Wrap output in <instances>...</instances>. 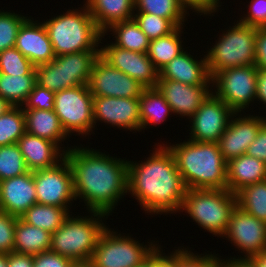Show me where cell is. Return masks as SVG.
Wrapping results in <instances>:
<instances>
[{
  "mask_svg": "<svg viewBox=\"0 0 266 267\" xmlns=\"http://www.w3.org/2000/svg\"><path fill=\"white\" fill-rule=\"evenodd\" d=\"M88 144L77 142L65 153L73 175L75 199L84 203L85 211L110 217L128 193V159Z\"/></svg>",
  "mask_w": 266,
  "mask_h": 267,
  "instance_id": "cell-1",
  "label": "cell"
},
{
  "mask_svg": "<svg viewBox=\"0 0 266 267\" xmlns=\"http://www.w3.org/2000/svg\"><path fill=\"white\" fill-rule=\"evenodd\" d=\"M149 150L152 152L148 151L143 161L128 159L127 195L138 202L145 215H178L187 191L182 175L163 143L154 142Z\"/></svg>",
  "mask_w": 266,
  "mask_h": 267,
  "instance_id": "cell-2",
  "label": "cell"
},
{
  "mask_svg": "<svg viewBox=\"0 0 266 267\" xmlns=\"http://www.w3.org/2000/svg\"><path fill=\"white\" fill-rule=\"evenodd\" d=\"M185 139L163 143L172 153L187 189H227V161L219 144ZM169 143V144H168Z\"/></svg>",
  "mask_w": 266,
  "mask_h": 267,
  "instance_id": "cell-3",
  "label": "cell"
},
{
  "mask_svg": "<svg viewBox=\"0 0 266 267\" xmlns=\"http://www.w3.org/2000/svg\"><path fill=\"white\" fill-rule=\"evenodd\" d=\"M68 8L59 14L51 13L42 19L56 56L83 51H100L103 32L92 18L87 5ZM44 20V21H43Z\"/></svg>",
  "mask_w": 266,
  "mask_h": 267,
  "instance_id": "cell-4",
  "label": "cell"
},
{
  "mask_svg": "<svg viewBox=\"0 0 266 267\" xmlns=\"http://www.w3.org/2000/svg\"><path fill=\"white\" fill-rule=\"evenodd\" d=\"M85 214L88 215L70 213L51 234V251L73 262L90 261L98 239L109 225L106 221L109 216L90 211Z\"/></svg>",
  "mask_w": 266,
  "mask_h": 267,
  "instance_id": "cell-5",
  "label": "cell"
},
{
  "mask_svg": "<svg viewBox=\"0 0 266 267\" xmlns=\"http://www.w3.org/2000/svg\"><path fill=\"white\" fill-rule=\"evenodd\" d=\"M236 207V194L228 189H187L178 214L187 215L190 222L219 239L225 234Z\"/></svg>",
  "mask_w": 266,
  "mask_h": 267,
  "instance_id": "cell-6",
  "label": "cell"
},
{
  "mask_svg": "<svg viewBox=\"0 0 266 267\" xmlns=\"http://www.w3.org/2000/svg\"><path fill=\"white\" fill-rule=\"evenodd\" d=\"M223 26L205 51L210 77L224 69L255 65L256 27L236 19L228 27Z\"/></svg>",
  "mask_w": 266,
  "mask_h": 267,
  "instance_id": "cell-7",
  "label": "cell"
},
{
  "mask_svg": "<svg viewBox=\"0 0 266 267\" xmlns=\"http://www.w3.org/2000/svg\"><path fill=\"white\" fill-rule=\"evenodd\" d=\"M119 231L110 225L103 231L90 259L93 267H141L162 244L157 238L144 243Z\"/></svg>",
  "mask_w": 266,
  "mask_h": 267,
  "instance_id": "cell-8",
  "label": "cell"
},
{
  "mask_svg": "<svg viewBox=\"0 0 266 267\" xmlns=\"http://www.w3.org/2000/svg\"><path fill=\"white\" fill-rule=\"evenodd\" d=\"M99 55L100 51H83L56 56L51 62L35 67L36 82L53 92L87 85Z\"/></svg>",
  "mask_w": 266,
  "mask_h": 267,
  "instance_id": "cell-9",
  "label": "cell"
},
{
  "mask_svg": "<svg viewBox=\"0 0 266 267\" xmlns=\"http://www.w3.org/2000/svg\"><path fill=\"white\" fill-rule=\"evenodd\" d=\"M93 97L87 85L55 92L53 110L70 138L73 135L90 141L95 135Z\"/></svg>",
  "mask_w": 266,
  "mask_h": 267,
  "instance_id": "cell-10",
  "label": "cell"
},
{
  "mask_svg": "<svg viewBox=\"0 0 266 267\" xmlns=\"http://www.w3.org/2000/svg\"><path fill=\"white\" fill-rule=\"evenodd\" d=\"M257 70L258 68L253 65L228 68L215 73L211 77L212 93L235 113H249L250 110L252 113L258 107Z\"/></svg>",
  "mask_w": 266,
  "mask_h": 267,
  "instance_id": "cell-11",
  "label": "cell"
},
{
  "mask_svg": "<svg viewBox=\"0 0 266 267\" xmlns=\"http://www.w3.org/2000/svg\"><path fill=\"white\" fill-rule=\"evenodd\" d=\"M222 239L228 240L226 242H229L239 255L224 257L221 254V261L250 260L266 250V223L237 206Z\"/></svg>",
  "mask_w": 266,
  "mask_h": 267,
  "instance_id": "cell-12",
  "label": "cell"
},
{
  "mask_svg": "<svg viewBox=\"0 0 266 267\" xmlns=\"http://www.w3.org/2000/svg\"><path fill=\"white\" fill-rule=\"evenodd\" d=\"M37 203L63 208L76 206L73 175L66 158L57 165L33 171ZM74 205V206H73Z\"/></svg>",
  "mask_w": 266,
  "mask_h": 267,
  "instance_id": "cell-13",
  "label": "cell"
},
{
  "mask_svg": "<svg viewBox=\"0 0 266 267\" xmlns=\"http://www.w3.org/2000/svg\"><path fill=\"white\" fill-rule=\"evenodd\" d=\"M235 112L211 93L188 120V140L218 143ZM190 129V130H189Z\"/></svg>",
  "mask_w": 266,
  "mask_h": 267,
  "instance_id": "cell-14",
  "label": "cell"
},
{
  "mask_svg": "<svg viewBox=\"0 0 266 267\" xmlns=\"http://www.w3.org/2000/svg\"><path fill=\"white\" fill-rule=\"evenodd\" d=\"M93 114L96 130L97 126L105 123L107 128H117L135 135L141 132L139 98L94 96Z\"/></svg>",
  "mask_w": 266,
  "mask_h": 267,
  "instance_id": "cell-15",
  "label": "cell"
},
{
  "mask_svg": "<svg viewBox=\"0 0 266 267\" xmlns=\"http://www.w3.org/2000/svg\"><path fill=\"white\" fill-rule=\"evenodd\" d=\"M107 40V37L105 39L104 35H102L100 56L106 62L124 74L129 75L145 88L157 87L159 71L155 68L147 53L126 50L114 46L111 42L108 43L109 41Z\"/></svg>",
  "mask_w": 266,
  "mask_h": 267,
  "instance_id": "cell-16",
  "label": "cell"
},
{
  "mask_svg": "<svg viewBox=\"0 0 266 267\" xmlns=\"http://www.w3.org/2000/svg\"><path fill=\"white\" fill-rule=\"evenodd\" d=\"M93 96L139 98L145 87L127 74L112 67L100 55L95 60L88 81Z\"/></svg>",
  "mask_w": 266,
  "mask_h": 267,
  "instance_id": "cell-17",
  "label": "cell"
},
{
  "mask_svg": "<svg viewBox=\"0 0 266 267\" xmlns=\"http://www.w3.org/2000/svg\"><path fill=\"white\" fill-rule=\"evenodd\" d=\"M265 122L266 116L261 114L235 113L218 142L224 159L228 161L246 154Z\"/></svg>",
  "mask_w": 266,
  "mask_h": 267,
  "instance_id": "cell-18",
  "label": "cell"
},
{
  "mask_svg": "<svg viewBox=\"0 0 266 267\" xmlns=\"http://www.w3.org/2000/svg\"><path fill=\"white\" fill-rule=\"evenodd\" d=\"M157 88L170 105L174 116L185 121L194 115L212 93V85H187L167 79H158Z\"/></svg>",
  "mask_w": 266,
  "mask_h": 267,
  "instance_id": "cell-19",
  "label": "cell"
},
{
  "mask_svg": "<svg viewBox=\"0 0 266 267\" xmlns=\"http://www.w3.org/2000/svg\"><path fill=\"white\" fill-rule=\"evenodd\" d=\"M15 48L35 67L49 63L56 57L45 25L32 15L20 26Z\"/></svg>",
  "mask_w": 266,
  "mask_h": 267,
  "instance_id": "cell-20",
  "label": "cell"
},
{
  "mask_svg": "<svg viewBox=\"0 0 266 267\" xmlns=\"http://www.w3.org/2000/svg\"><path fill=\"white\" fill-rule=\"evenodd\" d=\"M188 50L192 49L186 48L165 65L159 71V79L173 80L187 85H212L204 50L200 51L202 53L200 56Z\"/></svg>",
  "mask_w": 266,
  "mask_h": 267,
  "instance_id": "cell-21",
  "label": "cell"
},
{
  "mask_svg": "<svg viewBox=\"0 0 266 267\" xmlns=\"http://www.w3.org/2000/svg\"><path fill=\"white\" fill-rule=\"evenodd\" d=\"M36 203L32 171L0 181V211L20 217Z\"/></svg>",
  "mask_w": 266,
  "mask_h": 267,
  "instance_id": "cell-22",
  "label": "cell"
},
{
  "mask_svg": "<svg viewBox=\"0 0 266 267\" xmlns=\"http://www.w3.org/2000/svg\"><path fill=\"white\" fill-rule=\"evenodd\" d=\"M17 144L32 172L53 167L65 158V152L56 143L29 133H25Z\"/></svg>",
  "mask_w": 266,
  "mask_h": 267,
  "instance_id": "cell-23",
  "label": "cell"
},
{
  "mask_svg": "<svg viewBox=\"0 0 266 267\" xmlns=\"http://www.w3.org/2000/svg\"><path fill=\"white\" fill-rule=\"evenodd\" d=\"M23 112L26 133L56 143L65 153L73 147L68 144L71 141L70 136L63 129L54 110L23 109Z\"/></svg>",
  "mask_w": 266,
  "mask_h": 267,
  "instance_id": "cell-24",
  "label": "cell"
},
{
  "mask_svg": "<svg viewBox=\"0 0 266 267\" xmlns=\"http://www.w3.org/2000/svg\"><path fill=\"white\" fill-rule=\"evenodd\" d=\"M227 189L236 194L242 188L266 180V163L243 154L227 161Z\"/></svg>",
  "mask_w": 266,
  "mask_h": 267,
  "instance_id": "cell-25",
  "label": "cell"
},
{
  "mask_svg": "<svg viewBox=\"0 0 266 267\" xmlns=\"http://www.w3.org/2000/svg\"><path fill=\"white\" fill-rule=\"evenodd\" d=\"M83 1L102 32L114 23L130 20L134 17V0Z\"/></svg>",
  "mask_w": 266,
  "mask_h": 267,
  "instance_id": "cell-26",
  "label": "cell"
},
{
  "mask_svg": "<svg viewBox=\"0 0 266 267\" xmlns=\"http://www.w3.org/2000/svg\"><path fill=\"white\" fill-rule=\"evenodd\" d=\"M139 111L141 133L145 129H150L152 126H160L163 122H168V118L174 117L170 105L157 87L144 89L139 97Z\"/></svg>",
  "mask_w": 266,
  "mask_h": 267,
  "instance_id": "cell-27",
  "label": "cell"
},
{
  "mask_svg": "<svg viewBox=\"0 0 266 267\" xmlns=\"http://www.w3.org/2000/svg\"><path fill=\"white\" fill-rule=\"evenodd\" d=\"M103 35L105 37L108 35L107 38L112 35L109 42L111 41L114 46L139 53L148 52L150 40L134 18L112 24L103 32Z\"/></svg>",
  "mask_w": 266,
  "mask_h": 267,
  "instance_id": "cell-28",
  "label": "cell"
},
{
  "mask_svg": "<svg viewBox=\"0 0 266 267\" xmlns=\"http://www.w3.org/2000/svg\"><path fill=\"white\" fill-rule=\"evenodd\" d=\"M51 233L24 222L20 217L15 224L13 252L36 255L50 250Z\"/></svg>",
  "mask_w": 266,
  "mask_h": 267,
  "instance_id": "cell-29",
  "label": "cell"
},
{
  "mask_svg": "<svg viewBox=\"0 0 266 267\" xmlns=\"http://www.w3.org/2000/svg\"><path fill=\"white\" fill-rule=\"evenodd\" d=\"M184 27L179 26L170 34L150 41L147 55L158 71L190 47L185 45Z\"/></svg>",
  "mask_w": 266,
  "mask_h": 267,
  "instance_id": "cell-30",
  "label": "cell"
},
{
  "mask_svg": "<svg viewBox=\"0 0 266 267\" xmlns=\"http://www.w3.org/2000/svg\"><path fill=\"white\" fill-rule=\"evenodd\" d=\"M70 213H73L72 208L36 203L23 213L20 218L24 222L44 229L52 234L61 227Z\"/></svg>",
  "mask_w": 266,
  "mask_h": 267,
  "instance_id": "cell-31",
  "label": "cell"
},
{
  "mask_svg": "<svg viewBox=\"0 0 266 267\" xmlns=\"http://www.w3.org/2000/svg\"><path fill=\"white\" fill-rule=\"evenodd\" d=\"M134 12L170 19L177 27L189 24V11L179 0H134Z\"/></svg>",
  "mask_w": 266,
  "mask_h": 267,
  "instance_id": "cell-32",
  "label": "cell"
},
{
  "mask_svg": "<svg viewBox=\"0 0 266 267\" xmlns=\"http://www.w3.org/2000/svg\"><path fill=\"white\" fill-rule=\"evenodd\" d=\"M36 84V75L0 73V96L12 106H22Z\"/></svg>",
  "mask_w": 266,
  "mask_h": 267,
  "instance_id": "cell-33",
  "label": "cell"
},
{
  "mask_svg": "<svg viewBox=\"0 0 266 267\" xmlns=\"http://www.w3.org/2000/svg\"><path fill=\"white\" fill-rule=\"evenodd\" d=\"M236 197L238 207L266 223V180L242 188Z\"/></svg>",
  "mask_w": 266,
  "mask_h": 267,
  "instance_id": "cell-34",
  "label": "cell"
},
{
  "mask_svg": "<svg viewBox=\"0 0 266 267\" xmlns=\"http://www.w3.org/2000/svg\"><path fill=\"white\" fill-rule=\"evenodd\" d=\"M26 133L22 106H12L0 116V146L15 144Z\"/></svg>",
  "mask_w": 266,
  "mask_h": 267,
  "instance_id": "cell-35",
  "label": "cell"
},
{
  "mask_svg": "<svg viewBox=\"0 0 266 267\" xmlns=\"http://www.w3.org/2000/svg\"><path fill=\"white\" fill-rule=\"evenodd\" d=\"M174 267H220L221 266V255L218 251L213 252L203 251L204 253H199L194 251L189 247V245H181L174 247ZM194 251V252H192ZM197 252V253H195ZM199 253V254H198Z\"/></svg>",
  "mask_w": 266,
  "mask_h": 267,
  "instance_id": "cell-36",
  "label": "cell"
},
{
  "mask_svg": "<svg viewBox=\"0 0 266 267\" xmlns=\"http://www.w3.org/2000/svg\"><path fill=\"white\" fill-rule=\"evenodd\" d=\"M29 172L17 143L0 146V181Z\"/></svg>",
  "mask_w": 266,
  "mask_h": 267,
  "instance_id": "cell-37",
  "label": "cell"
},
{
  "mask_svg": "<svg viewBox=\"0 0 266 267\" xmlns=\"http://www.w3.org/2000/svg\"><path fill=\"white\" fill-rule=\"evenodd\" d=\"M0 9V52L15 47L17 34L22 23L29 17L20 11Z\"/></svg>",
  "mask_w": 266,
  "mask_h": 267,
  "instance_id": "cell-38",
  "label": "cell"
},
{
  "mask_svg": "<svg viewBox=\"0 0 266 267\" xmlns=\"http://www.w3.org/2000/svg\"><path fill=\"white\" fill-rule=\"evenodd\" d=\"M133 18L150 41L166 36L177 28L170 19L154 14L134 12Z\"/></svg>",
  "mask_w": 266,
  "mask_h": 267,
  "instance_id": "cell-39",
  "label": "cell"
},
{
  "mask_svg": "<svg viewBox=\"0 0 266 267\" xmlns=\"http://www.w3.org/2000/svg\"><path fill=\"white\" fill-rule=\"evenodd\" d=\"M0 73L36 75L35 66L15 47L0 52Z\"/></svg>",
  "mask_w": 266,
  "mask_h": 267,
  "instance_id": "cell-40",
  "label": "cell"
},
{
  "mask_svg": "<svg viewBox=\"0 0 266 267\" xmlns=\"http://www.w3.org/2000/svg\"><path fill=\"white\" fill-rule=\"evenodd\" d=\"M246 2L249 4H246L247 6L243 4L245 6L243 8H246L247 11H242L243 8L238 9L243 14H239L238 11L239 17H234L242 24L256 28H266V0H247Z\"/></svg>",
  "mask_w": 266,
  "mask_h": 267,
  "instance_id": "cell-41",
  "label": "cell"
},
{
  "mask_svg": "<svg viewBox=\"0 0 266 267\" xmlns=\"http://www.w3.org/2000/svg\"><path fill=\"white\" fill-rule=\"evenodd\" d=\"M19 217L0 211V253H11L15 242V224Z\"/></svg>",
  "mask_w": 266,
  "mask_h": 267,
  "instance_id": "cell-42",
  "label": "cell"
},
{
  "mask_svg": "<svg viewBox=\"0 0 266 267\" xmlns=\"http://www.w3.org/2000/svg\"><path fill=\"white\" fill-rule=\"evenodd\" d=\"M55 92L47 88L40 87L38 84L29 94L26 102L22 105L23 109H39L53 110L54 109Z\"/></svg>",
  "mask_w": 266,
  "mask_h": 267,
  "instance_id": "cell-43",
  "label": "cell"
},
{
  "mask_svg": "<svg viewBox=\"0 0 266 267\" xmlns=\"http://www.w3.org/2000/svg\"><path fill=\"white\" fill-rule=\"evenodd\" d=\"M183 6L190 12V14L194 12V16L198 15L205 17L208 19L209 16L211 20L215 17V13L217 16L218 13H221V11H224V6L221 3L220 0H179ZM223 6V9H221ZM192 11V12H191ZM220 11V12H219Z\"/></svg>",
  "mask_w": 266,
  "mask_h": 267,
  "instance_id": "cell-44",
  "label": "cell"
},
{
  "mask_svg": "<svg viewBox=\"0 0 266 267\" xmlns=\"http://www.w3.org/2000/svg\"><path fill=\"white\" fill-rule=\"evenodd\" d=\"M73 261L51 250L33 256V267H70Z\"/></svg>",
  "mask_w": 266,
  "mask_h": 267,
  "instance_id": "cell-45",
  "label": "cell"
},
{
  "mask_svg": "<svg viewBox=\"0 0 266 267\" xmlns=\"http://www.w3.org/2000/svg\"><path fill=\"white\" fill-rule=\"evenodd\" d=\"M246 154L266 163V122L259 129L255 140L249 145Z\"/></svg>",
  "mask_w": 266,
  "mask_h": 267,
  "instance_id": "cell-46",
  "label": "cell"
},
{
  "mask_svg": "<svg viewBox=\"0 0 266 267\" xmlns=\"http://www.w3.org/2000/svg\"><path fill=\"white\" fill-rule=\"evenodd\" d=\"M255 66L266 70V28H256Z\"/></svg>",
  "mask_w": 266,
  "mask_h": 267,
  "instance_id": "cell-47",
  "label": "cell"
},
{
  "mask_svg": "<svg viewBox=\"0 0 266 267\" xmlns=\"http://www.w3.org/2000/svg\"><path fill=\"white\" fill-rule=\"evenodd\" d=\"M256 103L259 104L262 108L258 106L259 112H256V110H254L253 113L255 112V114H260L265 110V112H262L261 114L266 116V70H257Z\"/></svg>",
  "mask_w": 266,
  "mask_h": 267,
  "instance_id": "cell-48",
  "label": "cell"
},
{
  "mask_svg": "<svg viewBox=\"0 0 266 267\" xmlns=\"http://www.w3.org/2000/svg\"><path fill=\"white\" fill-rule=\"evenodd\" d=\"M162 245L157 249V251L151 256V267H174V247L171 251L166 250ZM164 251V252H163Z\"/></svg>",
  "mask_w": 266,
  "mask_h": 267,
  "instance_id": "cell-49",
  "label": "cell"
},
{
  "mask_svg": "<svg viewBox=\"0 0 266 267\" xmlns=\"http://www.w3.org/2000/svg\"><path fill=\"white\" fill-rule=\"evenodd\" d=\"M8 267H33V255L8 253Z\"/></svg>",
  "mask_w": 266,
  "mask_h": 267,
  "instance_id": "cell-50",
  "label": "cell"
},
{
  "mask_svg": "<svg viewBox=\"0 0 266 267\" xmlns=\"http://www.w3.org/2000/svg\"><path fill=\"white\" fill-rule=\"evenodd\" d=\"M222 267H256L250 260H224Z\"/></svg>",
  "mask_w": 266,
  "mask_h": 267,
  "instance_id": "cell-51",
  "label": "cell"
},
{
  "mask_svg": "<svg viewBox=\"0 0 266 267\" xmlns=\"http://www.w3.org/2000/svg\"><path fill=\"white\" fill-rule=\"evenodd\" d=\"M250 261L256 266V267H266V250H264L262 253L252 257Z\"/></svg>",
  "mask_w": 266,
  "mask_h": 267,
  "instance_id": "cell-52",
  "label": "cell"
},
{
  "mask_svg": "<svg viewBox=\"0 0 266 267\" xmlns=\"http://www.w3.org/2000/svg\"><path fill=\"white\" fill-rule=\"evenodd\" d=\"M10 107H12V105L0 96V116L4 114Z\"/></svg>",
  "mask_w": 266,
  "mask_h": 267,
  "instance_id": "cell-53",
  "label": "cell"
},
{
  "mask_svg": "<svg viewBox=\"0 0 266 267\" xmlns=\"http://www.w3.org/2000/svg\"><path fill=\"white\" fill-rule=\"evenodd\" d=\"M70 267H93L90 261L73 262Z\"/></svg>",
  "mask_w": 266,
  "mask_h": 267,
  "instance_id": "cell-54",
  "label": "cell"
},
{
  "mask_svg": "<svg viewBox=\"0 0 266 267\" xmlns=\"http://www.w3.org/2000/svg\"><path fill=\"white\" fill-rule=\"evenodd\" d=\"M0 267H8V254L0 253Z\"/></svg>",
  "mask_w": 266,
  "mask_h": 267,
  "instance_id": "cell-55",
  "label": "cell"
},
{
  "mask_svg": "<svg viewBox=\"0 0 266 267\" xmlns=\"http://www.w3.org/2000/svg\"><path fill=\"white\" fill-rule=\"evenodd\" d=\"M141 267H151V257Z\"/></svg>",
  "mask_w": 266,
  "mask_h": 267,
  "instance_id": "cell-56",
  "label": "cell"
}]
</instances>
